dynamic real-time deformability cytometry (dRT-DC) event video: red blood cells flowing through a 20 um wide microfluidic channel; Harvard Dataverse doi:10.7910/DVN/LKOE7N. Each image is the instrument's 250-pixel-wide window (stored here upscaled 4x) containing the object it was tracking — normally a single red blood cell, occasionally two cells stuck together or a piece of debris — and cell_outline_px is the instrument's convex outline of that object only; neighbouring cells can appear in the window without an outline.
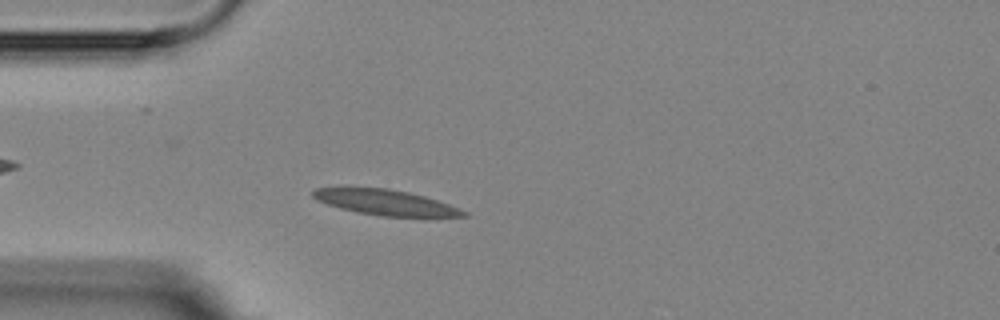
{"species": "Egyptian fruit bat (a non-hibernating species)", "species_latin": "Rousettus aegyptiacus", "temperature_condition": "room temperature", "stored_images_in_passage": 4, "camera_frame_rate_fps": 3000, "um_per_image_px": 0.085, "animal": {"sex": "female"}, "frame": {"image": 1, "passage_image": 4, "time_ms": 4.0, "image_size_px": [1000, 320], "cell_outline_px": [[468, 216], [428, 220], [424, 220], [384, 216], [356, 212], [340, 208], [316, 200], [312, 196], [312, 192], [316, 188], [388, 188], [408, 192], [424, 196], [448, 204], [468, 212]], "centroid_in_image_um": [32.94, 17.27], "position_along_channel_um": 52.1, "area_um2": 23.12}}